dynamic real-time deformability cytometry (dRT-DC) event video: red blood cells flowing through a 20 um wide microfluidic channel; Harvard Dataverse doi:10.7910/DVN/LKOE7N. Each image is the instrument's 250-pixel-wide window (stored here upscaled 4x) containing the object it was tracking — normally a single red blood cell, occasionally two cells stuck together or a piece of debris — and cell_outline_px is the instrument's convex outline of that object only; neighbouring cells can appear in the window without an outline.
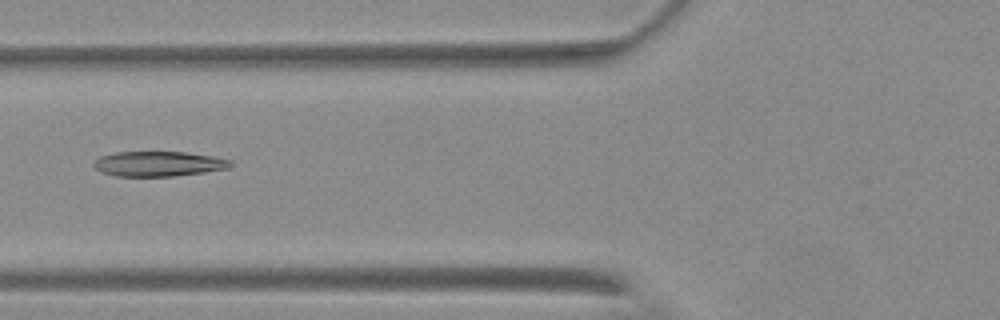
{"species": "Egyptian fruit bat (a non-hibernating species)", "species_latin": "Rousettus aegyptiacus", "temperature_condition": "warm", "stored_images_in_passage": 8, "camera_frame_rate_fps": 3000, "um_per_image_px": 0.085, "animal": {"sex": "female"}, "frame": {"image": 1, "passage_image": 6, "time_ms": 7.0, "image_size_px": [1000, 320], "cell_outline_px": [[232, 164], [228, 168], [172, 176], [116, 176], [100, 172], [92, 164], [100, 156], [116, 152], [188, 152], [212, 156], [232, 160]], "centroid_in_image_um": [13.44, 13.92], "position_along_channel_um": 112.4, "area_um2": 19.77}}
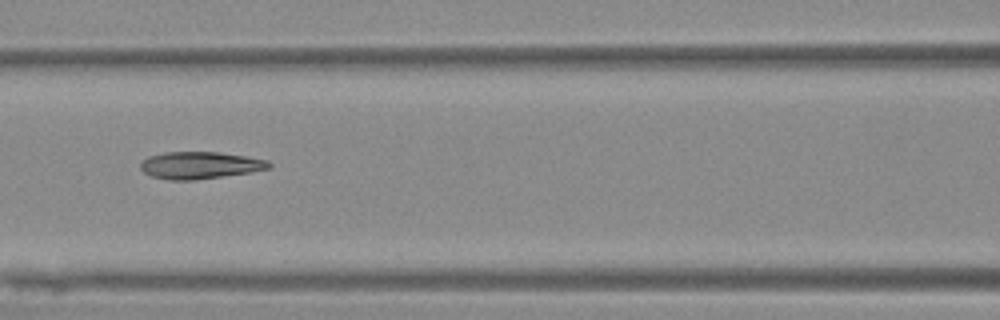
{"frame": {"image": 2, "passage_image": 7, "time_ms": 8.0, "image_size_px": [1000, 320], "cell_outline_px": [[272, 168], [252, 172], [192, 180], [168, 180], [152, 176], [144, 172], [140, 168], [140, 164], [148, 156], [164, 152], [220, 152], [268, 160], [272, 164]], "centroid_in_image_um": [17.02, 14.04], "position_along_channel_um": 149.6, "area_um2": 20.29}}
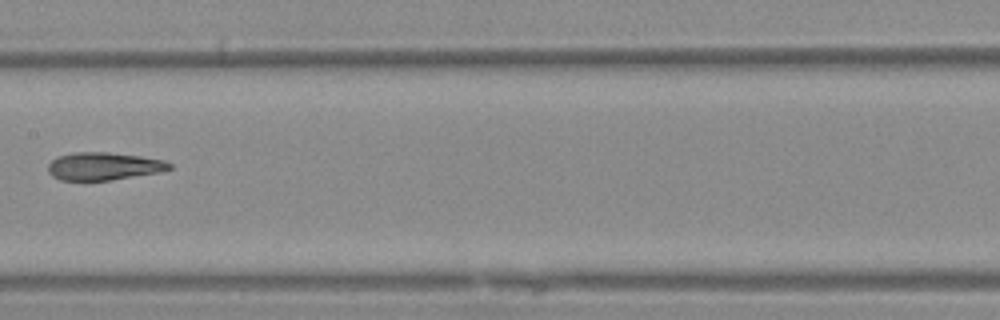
{"frame": {"image": 3, "passage_image": 8, "time_ms": 9.333, "image_size_px": [1000, 320], "cell_outline_px": [[172, 168], [160, 172], [112, 180], [60, 180], [52, 176], [48, 172], [48, 164], [56, 156], [72, 152], [108, 152], [140, 156], [164, 160], [172, 164]], "centroid_in_image_um": [8.8, 14.12], "position_along_channel_um": 198.6, "area_um2": 19.77}}